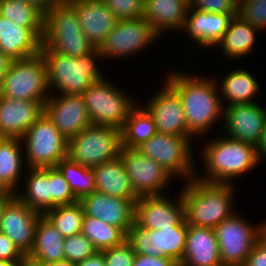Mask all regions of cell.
<instances>
[{"label": "cell", "instance_id": "cell-1", "mask_svg": "<svg viewBox=\"0 0 266 266\" xmlns=\"http://www.w3.org/2000/svg\"><path fill=\"white\" fill-rule=\"evenodd\" d=\"M184 73L172 70L164 79L182 100L188 131L194 139L202 138L200 136H206L223 119L225 103L221 102L218 81L214 77Z\"/></svg>", "mask_w": 266, "mask_h": 266}, {"label": "cell", "instance_id": "cell-2", "mask_svg": "<svg viewBox=\"0 0 266 266\" xmlns=\"http://www.w3.org/2000/svg\"><path fill=\"white\" fill-rule=\"evenodd\" d=\"M219 136L203 143L205 145H202L199 156L205 173L202 176L196 172L195 178L207 183L233 184L234 178L251 172L259 165L257 149L238 139Z\"/></svg>", "mask_w": 266, "mask_h": 266}, {"label": "cell", "instance_id": "cell-3", "mask_svg": "<svg viewBox=\"0 0 266 266\" xmlns=\"http://www.w3.org/2000/svg\"><path fill=\"white\" fill-rule=\"evenodd\" d=\"M181 197L188 225L215 228L233 215V184H217L191 178L185 181Z\"/></svg>", "mask_w": 266, "mask_h": 266}, {"label": "cell", "instance_id": "cell-4", "mask_svg": "<svg viewBox=\"0 0 266 266\" xmlns=\"http://www.w3.org/2000/svg\"><path fill=\"white\" fill-rule=\"evenodd\" d=\"M40 53L47 66L50 94L82 95L94 82L106 78L96 63V60L104 59L98 48L81 57H70L52 50H40Z\"/></svg>", "mask_w": 266, "mask_h": 266}, {"label": "cell", "instance_id": "cell-5", "mask_svg": "<svg viewBox=\"0 0 266 266\" xmlns=\"http://www.w3.org/2000/svg\"><path fill=\"white\" fill-rule=\"evenodd\" d=\"M94 49L83 33L77 11L70 2L61 1L45 13L41 50L81 57Z\"/></svg>", "mask_w": 266, "mask_h": 266}, {"label": "cell", "instance_id": "cell-6", "mask_svg": "<svg viewBox=\"0 0 266 266\" xmlns=\"http://www.w3.org/2000/svg\"><path fill=\"white\" fill-rule=\"evenodd\" d=\"M82 96L92 125L118 129L123 128L130 110L138 104L109 78L94 82Z\"/></svg>", "mask_w": 266, "mask_h": 266}, {"label": "cell", "instance_id": "cell-7", "mask_svg": "<svg viewBox=\"0 0 266 266\" xmlns=\"http://www.w3.org/2000/svg\"><path fill=\"white\" fill-rule=\"evenodd\" d=\"M122 131L111 126L90 125L68 140L67 157L93 168L120 157Z\"/></svg>", "mask_w": 266, "mask_h": 266}, {"label": "cell", "instance_id": "cell-8", "mask_svg": "<svg viewBox=\"0 0 266 266\" xmlns=\"http://www.w3.org/2000/svg\"><path fill=\"white\" fill-rule=\"evenodd\" d=\"M49 95L47 66L41 53L13 60L0 84V96L14 100L39 101L44 105Z\"/></svg>", "mask_w": 266, "mask_h": 266}, {"label": "cell", "instance_id": "cell-9", "mask_svg": "<svg viewBox=\"0 0 266 266\" xmlns=\"http://www.w3.org/2000/svg\"><path fill=\"white\" fill-rule=\"evenodd\" d=\"M28 168H49L67 158L68 140L43 113L21 137Z\"/></svg>", "mask_w": 266, "mask_h": 266}, {"label": "cell", "instance_id": "cell-10", "mask_svg": "<svg viewBox=\"0 0 266 266\" xmlns=\"http://www.w3.org/2000/svg\"><path fill=\"white\" fill-rule=\"evenodd\" d=\"M193 137L156 133L136 149L161 165L174 178L182 177L187 181L195 178L199 171L195 169L196 162L191 151Z\"/></svg>", "mask_w": 266, "mask_h": 266}, {"label": "cell", "instance_id": "cell-11", "mask_svg": "<svg viewBox=\"0 0 266 266\" xmlns=\"http://www.w3.org/2000/svg\"><path fill=\"white\" fill-rule=\"evenodd\" d=\"M237 213L214 228L223 266H244L255 243L264 235V223L254 225Z\"/></svg>", "mask_w": 266, "mask_h": 266}, {"label": "cell", "instance_id": "cell-12", "mask_svg": "<svg viewBox=\"0 0 266 266\" xmlns=\"http://www.w3.org/2000/svg\"><path fill=\"white\" fill-rule=\"evenodd\" d=\"M160 38L162 37L153 30L152 25L144 17L118 20L115 28L98 47V51L104 60L124 59L129 55L132 57L136 53L144 52Z\"/></svg>", "mask_w": 266, "mask_h": 266}, {"label": "cell", "instance_id": "cell-13", "mask_svg": "<svg viewBox=\"0 0 266 266\" xmlns=\"http://www.w3.org/2000/svg\"><path fill=\"white\" fill-rule=\"evenodd\" d=\"M187 230L185 218L177 226L162 230L144 229L134 224L126 240L136 254L165 256L180 264L184 257Z\"/></svg>", "mask_w": 266, "mask_h": 266}, {"label": "cell", "instance_id": "cell-14", "mask_svg": "<svg viewBox=\"0 0 266 266\" xmlns=\"http://www.w3.org/2000/svg\"><path fill=\"white\" fill-rule=\"evenodd\" d=\"M120 157L138 197L163 195L164 189L174 180L161 165L136 148L122 147Z\"/></svg>", "mask_w": 266, "mask_h": 266}, {"label": "cell", "instance_id": "cell-15", "mask_svg": "<svg viewBox=\"0 0 266 266\" xmlns=\"http://www.w3.org/2000/svg\"><path fill=\"white\" fill-rule=\"evenodd\" d=\"M162 87L143 104L152 115L157 133L193 136L187 128L182 100L178 92L164 79Z\"/></svg>", "mask_w": 266, "mask_h": 266}, {"label": "cell", "instance_id": "cell-16", "mask_svg": "<svg viewBox=\"0 0 266 266\" xmlns=\"http://www.w3.org/2000/svg\"><path fill=\"white\" fill-rule=\"evenodd\" d=\"M44 113L67 140L92 125L82 95L50 94Z\"/></svg>", "mask_w": 266, "mask_h": 266}, {"label": "cell", "instance_id": "cell-17", "mask_svg": "<svg viewBox=\"0 0 266 266\" xmlns=\"http://www.w3.org/2000/svg\"><path fill=\"white\" fill-rule=\"evenodd\" d=\"M225 136L258 146L266 123V107L260 104H233L224 107Z\"/></svg>", "mask_w": 266, "mask_h": 266}, {"label": "cell", "instance_id": "cell-18", "mask_svg": "<svg viewBox=\"0 0 266 266\" xmlns=\"http://www.w3.org/2000/svg\"><path fill=\"white\" fill-rule=\"evenodd\" d=\"M175 200L164 194L139 197L135 202L134 224L153 230L177 226L185 216L181 194Z\"/></svg>", "mask_w": 266, "mask_h": 266}, {"label": "cell", "instance_id": "cell-19", "mask_svg": "<svg viewBox=\"0 0 266 266\" xmlns=\"http://www.w3.org/2000/svg\"><path fill=\"white\" fill-rule=\"evenodd\" d=\"M42 215L14 196L3 210L0 232L8 237L23 255H28L34 243L37 222Z\"/></svg>", "mask_w": 266, "mask_h": 266}, {"label": "cell", "instance_id": "cell-20", "mask_svg": "<svg viewBox=\"0 0 266 266\" xmlns=\"http://www.w3.org/2000/svg\"><path fill=\"white\" fill-rule=\"evenodd\" d=\"M137 200L112 197L95 191L82 197L79 202L85 215L116 226L127 235L134 225L135 202Z\"/></svg>", "mask_w": 266, "mask_h": 266}, {"label": "cell", "instance_id": "cell-21", "mask_svg": "<svg viewBox=\"0 0 266 266\" xmlns=\"http://www.w3.org/2000/svg\"><path fill=\"white\" fill-rule=\"evenodd\" d=\"M238 14L210 13L189 6L181 32L199 47L217 46L228 29L229 23Z\"/></svg>", "mask_w": 266, "mask_h": 266}, {"label": "cell", "instance_id": "cell-22", "mask_svg": "<svg viewBox=\"0 0 266 266\" xmlns=\"http://www.w3.org/2000/svg\"><path fill=\"white\" fill-rule=\"evenodd\" d=\"M43 113L39 101L0 96V137L21 138Z\"/></svg>", "mask_w": 266, "mask_h": 266}, {"label": "cell", "instance_id": "cell-23", "mask_svg": "<svg viewBox=\"0 0 266 266\" xmlns=\"http://www.w3.org/2000/svg\"><path fill=\"white\" fill-rule=\"evenodd\" d=\"M83 33L98 48L115 28L118 19L102 0H74Z\"/></svg>", "mask_w": 266, "mask_h": 266}, {"label": "cell", "instance_id": "cell-24", "mask_svg": "<svg viewBox=\"0 0 266 266\" xmlns=\"http://www.w3.org/2000/svg\"><path fill=\"white\" fill-rule=\"evenodd\" d=\"M181 266H223L214 228L188 225Z\"/></svg>", "mask_w": 266, "mask_h": 266}, {"label": "cell", "instance_id": "cell-25", "mask_svg": "<svg viewBox=\"0 0 266 266\" xmlns=\"http://www.w3.org/2000/svg\"><path fill=\"white\" fill-rule=\"evenodd\" d=\"M42 38L35 28L20 27L0 15V51L13 60L39 54Z\"/></svg>", "mask_w": 266, "mask_h": 266}, {"label": "cell", "instance_id": "cell-26", "mask_svg": "<svg viewBox=\"0 0 266 266\" xmlns=\"http://www.w3.org/2000/svg\"><path fill=\"white\" fill-rule=\"evenodd\" d=\"M189 2L190 0H145L143 17L160 37L168 30L180 32L185 24Z\"/></svg>", "mask_w": 266, "mask_h": 266}, {"label": "cell", "instance_id": "cell-27", "mask_svg": "<svg viewBox=\"0 0 266 266\" xmlns=\"http://www.w3.org/2000/svg\"><path fill=\"white\" fill-rule=\"evenodd\" d=\"M96 192L122 199H139L132 190L121 157L93 167Z\"/></svg>", "mask_w": 266, "mask_h": 266}, {"label": "cell", "instance_id": "cell-28", "mask_svg": "<svg viewBox=\"0 0 266 266\" xmlns=\"http://www.w3.org/2000/svg\"><path fill=\"white\" fill-rule=\"evenodd\" d=\"M218 82L221 102L227 100V107L233 104H251L255 103V97L260 92V82L257 81L250 72L244 68L233 69L226 73ZM254 98V99H253ZM254 100V101H253Z\"/></svg>", "mask_w": 266, "mask_h": 266}, {"label": "cell", "instance_id": "cell-29", "mask_svg": "<svg viewBox=\"0 0 266 266\" xmlns=\"http://www.w3.org/2000/svg\"><path fill=\"white\" fill-rule=\"evenodd\" d=\"M64 241L61 233L42 215L37 222L34 243L28 256L46 264L65 260Z\"/></svg>", "mask_w": 266, "mask_h": 266}, {"label": "cell", "instance_id": "cell-30", "mask_svg": "<svg viewBox=\"0 0 266 266\" xmlns=\"http://www.w3.org/2000/svg\"><path fill=\"white\" fill-rule=\"evenodd\" d=\"M22 151L21 138L0 137V180L12 193L20 189V179L25 174L23 168L27 167Z\"/></svg>", "mask_w": 266, "mask_h": 266}, {"label": "cell", "instance_id": "cell-31", "mask_svg": "<svg viewBox=\"0 0 266 266\" xmlns=\"http://www.w3.org/2000/svg\"><path fill=\"white\" fill-rule=\"evenodd\" d=\"M258 29L251 26L239 15L232 18L228 29L216 47L221 48L223 56L226 58L238 59L247 57L252 53L255 45L256 33Z\"/></svg>", "mask_w": 266, "mask_h": 266}, {"label": "cell", "instance_id": "cell-32", "mask_svg": "<svg viewBox=\"0 0 266 266\" xmlns=\"http://www.w3.org/2000/svg\"><path fill=\"white\" fill-rule=\"evenodd\" d=\"M28 170L25 189L18 190L15 196L29 208L44 214L50 209L49 168H26ZM21 192V193H20Z\"/></svg>", "mask_w": 266, "mask_h": 266}, {"label": "cell", "instance_id": "cell-33", "mask_svg": "<svg viewBox=\"0 0 266 266\" xmlns=\"http://www.w3.org/2000/svg\"><path fill=\"white\" fill-rule=\"evenodd\" d=\"M122 147L137 148L157 133L152 115L140 104L135 105L124 122Z\"/></svg>", "mask_w": 266, "mask_h": 266}, {"label": "cell", "instance_id": "cell-34", "mask_svg": "<svg viewBox=\"0 0 266 266\" xmlns=\"http://www.w3.org/2000/svg\"><path fill=\"white\" fill-rule=\"evenodd\" d=\"M0 15L20 27L35 28L44 35L45 13L33 4L23 0H0Z\"/></svg>", "mask_w": 266, "mask_h": 266}, {"label": "cell", "instance_id": "cell-35", "mask_svg": "<svg viewBox=\"0 0 266 266\" xmlns=\"http://www.w3.org/2000/svg\"><path fill=\"white\" fill-rule=\"evenodd\" d=\"M97 251H104L122 244L127 235L118 227L84 214L82 232Z\"/></svg>", "mask_w": 266, "mask_h": 266}, {"label": "cell", "instance_id": "cell-36", "mask_svg": "<svg viewBox=\"0 0 266 266\" xmlns=\"http://www.w3.org/2000/svg\"><path fill=\"white\" fill-rule=\"evenodd\" d=\"M56 167L63 174L78 200L96 191L93 168L85 167L68 157L61 160Z\"/></svg>", "mask_w": 266, "mask_h": 266}, {"label": "cell", "instance_id": "cell-37", "mask_svg": "<svg viewBox=\"0 0 266 266\" xmlns=\"http://www.w3.org/2000/svg\"><path fill=\"white\" fill-rule=\"evenodd\" d=\"M65 238L82 232L84 210L79 201L56 206L43 214Z\"/></svg>", "mask_w": 266, "mask_h": 266}, {"label": "cell", "instance_id": "cell-38", "mask_svg": "<svg viewBox=\"0 0 266 266\" xmlns=\"http://www.w3.org/2000/svg\"><path fill=\"white\" fill-rule=\"evenodd\" d=\"M50 209L79 201L57 167H49Z\"/></svg>", "mask_w": 266, "mask_h": 266}, {"label": "cell", "instance_id": "cell-39", "mask_svg": "<svg viewBox=\"0 0 266 266\" xmlns=\"http://www.w3.org/2000/svg\"><path fill=\"white\" fill-rule=\"evenodd\" d=\"M97 252L93 243L82 233L65 237V260L78 263Z\"/></svg>", "mask_w": 266, "mask_h": 266}, {"label": "cell", "instance_id": "cell-40", "mask_svg": "<svg viewBox=\"0 0 266 266\" xmlns=\"http://www.w3.org/2000/svg\"><path fill=\"white\" fill-rule=\"evenodd\" d=\"M238 15L256 29H266V0H239Z\"/></svg>", "mask_w": 266, "mask_h": 266}, {"label": "cell", "instance_id": "cell-41", "mask_svg": "<svg viewBox=\"0 0 266 266\" xmlns=\"http://www.w3.org/2000/svg\"><path fill=\"white\" fill-rule=\"evenodd\" d=\"M118 20L142 18L145 0H102Z\"/></svg>", "mask_w": 266, "mask_h": 266}, {"label": "cell", "instance_id": "cell-42", "mask_svg": "<svg viewBox=\"0 0 266 266\" xmlns=\"http://www.w3.org/2000/svg\"><path fill=\"white\" fill-rule=\"evenodd\" d=\"M106 266H133L135 252L130 243L122 244L103 251Z\"/></svg>", "mask_w": 266, "mask_h": 266}, {"label": "cell", "instance_id": "cell-43", "mask_svg": "<svg viewBox=\"0 0 266 266\" xmlns=\"http://www.w3.org/2000/svg\"><path fill=\"white\" fill-rule=\"evenodd\" d=\"M190 7L204 12L238 14L239 0H190Z\"/></svg>", "mask_w": 266, "mask_h": 266}, {"label": "cell", "instance_id": "cell-44", "mask_svg": "<svg viewBox=\"0 0 266 266\" xmlns=\"http://www.w3.org/2000/svg\"><path fill=\"white\" fill-rule=\"evenodd\" d=\"M244 266H266V235L264 234L254 245Z\"/></svg>", "mask_w": 266, "mask_h": 266}, {"label": "cell", "instance_id": "cell-45", "mask_svg": "<svg viewBox=\"0 0 266 266\" xmlns=\"http://www.w3.org/2000/svg\"><path fill=\"white\" fill-rule=\"evenodd\" d=\"M23 256L14 243L0 232V260H22Z\"/></svg>", "mask_w": 266, "mask_h": 266}, {"label": "cell", "instance_id": "cell-46", "mask_svg": "<svg viewBox=\"0 0 266 266\" xmlns=\"http://www.w3.org/2000/svg\"><path fill=\"white\" fill-rule=\"evenodd\" d=\"M173 259L165 256H147L135 254L133 266H178Z\"/></svg>", "mask_w": 266, "mask_h": 266}, {"label": "cell", "instance_id": "cell-47", "mask_svg": "<svg viewBox=\"0 0 266 266\" xmlns=\"http://www.w3.org/2000/svg\"><path fill=\"white\" fill-rule=\"evenodd\" d=\"M77 266H106L103 251H97L83 261L77 263Z\"/></svg>", "mask_w": 266, "mask_h": 266}, {"label": "cell", "instance_id": "cell-48", "mask_svg": "<svg viewBox=\"0 0 266 266\" xmlns=\"http://www.w3.org/2000/svg\"><path fill=\"white\" fill-rule=\"evenodd\" d=\"M23 1L33 4L34 6H37L41 11L46 13L55 5L60 3L62 0H23Z\"/></svg>", "mask_w": 266, "mask_h": 266}, {"label": "cell", "instance_id": "cell-49", "mask_svg": "<svg viewBox=\"0 0 266 266\" xmlns=\"http://www.w3.org/2000/svg\"><path fill=\"white\" fill-rule=\"evenodd\" d=\"M13 59L0 51V84L3 81L4 76L9 71Z\"/></svg>", "mask_w": 266, "mask_h": 266}, {"label": "cell", "instance_id": "cell-50", "mask_svg": "<svg viewBox=\"0 0 266 266\" xmlns=\"http://www.w3.org/2000/svg\"><path fill=\"white\" fill-rule=\"evenodd\" d=\"M257 149V157L260 163H262V160H266V123L264 127V131L262 133V137L260 140V143L256 147Z\"/></svg>", "mask_w": 266, "mask_h": 266}, {"label": "cell", "instance_id": "cell-51", "mask_svg": "<svg viewBox=\"0 0 266 266\" xmlns=\"http://www.w3.org/2000/svg\"><path fill=\"white\" fill-rule=\"evenodd\" d=\"M20 266H47L46 263L37 261L28 255H24Z\"/></svg>", "mask_w": 266, "mask_h": 266}, {"label": "cell", "instance_id": "cell-52", "mask_svg": "<svg viewBox=\"0 0 266 266\" xmlns=\"http://www.w3.org/2000/svg\"><path fill=\"white\" fill-rule=\"evenodd\" d=\"M15 193H12L0 180V197H14Z\"/></svg>", "mask_w": 266, "mask_h": 266}, {"label": "cell", "instance_id": "cell-53", "mask_svg": "<svg viewBox=\"0 0 266 266\" xmlns=\"http://www.w3.org/2000/svg\"><path fill=\"white\" fill-rule=\"evenodd\" d=\"M47 266H77V263L70 262L67 260L57 261L47 264Z\"/></svg>", "mask_w": 266, "mask_h": 266}, {"label": "cell", "instance_id": "cell-54", "mask_svg": "<svg viewBox=\"0 0 266 266\" xmlns=\"http://www.w3.org/2000/svg\"><path fill=\"white\" fill-rule=\"evenodd\" d=\"M13 197H0V221L2 218L3 210L6 204L12 199Z\"/></svg>", "mask_w": 266, "mask_h": 266}, {"label": "cell", "instance_id": "cell-55", "mask_svg": "<svg viewBox=\"0 0 266 266\" xmlns=\"http://www.w3.org/2000/svg\"><path fill=\"white\" fill-rule=\"evenodd\" d=\"M20 265H21V260H14V261L0 260V266H20Z\"/></svg>", "mask_w": 266, "mask_h": 266}, {"label": "cell", "instance_id": "cell-56", "mask_svg": "<svg viewBox=\"0 0 266 266\" xmlns=\"http://www.w3.org/2000/svg\"><path fill=\"white\" fill-rule=\"evenodd\" d=\"M263 223H264V234L266 235V221L265 222L263 221Z\"/></svg>", "mask_w": 266, "mask_h": 266}, {"label": "cell", "instance_id": "cell-57", "mask_svg": "<svg viewBox=\"0 0 266 266\" xmlns=\"http://www.w3.org/2000/svg\"><path fill=\"white\" fill-rule=\"evenodd\" d=\"M62 1L71 2V1H74V0H62Z\"/></svg>", "mask_w": 266, "mask_h": 266}]
</instances>
